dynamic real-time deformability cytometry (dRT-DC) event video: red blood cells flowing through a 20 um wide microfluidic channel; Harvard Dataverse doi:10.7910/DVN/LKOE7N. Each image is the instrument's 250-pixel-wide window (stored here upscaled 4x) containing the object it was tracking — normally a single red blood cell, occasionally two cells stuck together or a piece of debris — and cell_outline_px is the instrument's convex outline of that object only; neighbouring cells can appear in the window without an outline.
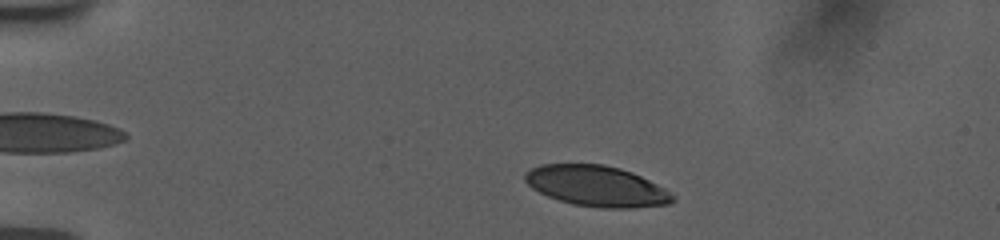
{"species": "human", "species_latin": "Homo sapiens", "temperature_condition": "room temperature", "stored_images_in_passage": 71, "camera_frame_rate_fps": 3000, "um_per_image_px": 0.085, "donor": {"sex": "female"}, "frame": {"image": 1, "passage_image": 5, "time_ms": 1.0, "image_size_px": [1000, 240], "cell_outline_px": [[676, 200], [668, 204], [628, 208], [600, 208], [572, 204], [548, 196], [532, 188], [524, 180], [524, 176], [532, 168], [540, 164], [604, 164], [620, 168], [632, 172], [664, 188], [676, 196]], "centroid_in_image_um": [50.73, 15.82], "position_along_channel_um": 34.3, "area_um2": 34.91}}
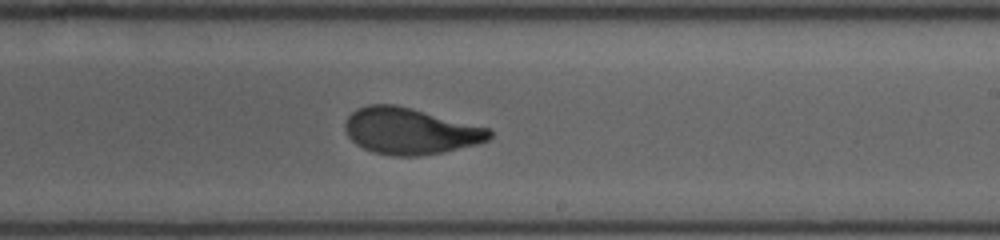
{"frame": {"image": 2, "passage_image": 35, "time_ms": 8.667, "image_size_px": [1000, 240], "cell_outline_px": [[492, 136], [488, 140], [476, 144], [444, 152], [420, 156], [396, 156], [372, 152], [356, 144], [348, 136], [344, 128], [344, 124], [348, 116], [356, 108], [368, 104], [396, 104], [412, 108], [488, 128], [492, 132]], "centroid_in_image_um": [34.83, 11.14], "position_along_channel_um": 254.2, "area_um2": 39.02}}
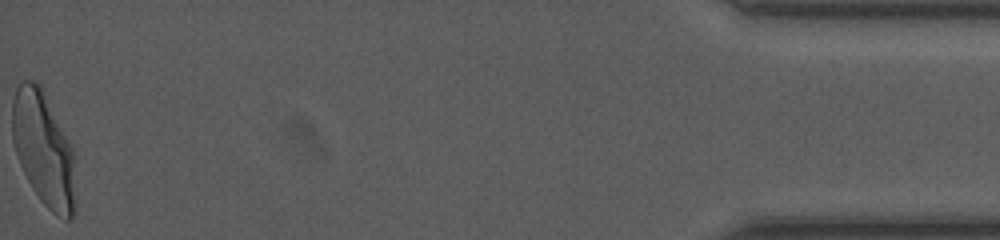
{"frame": {"image": 3, "passage_image": 70, "time_ms": 15.667, "image_size_px": [1000, 240], "cell_outline_px": [[76, 212], [72, 220], [64, 220], [56, 216], [40, 200], [32, 188], [20, 164], [12, 140], [12, 100], [16, 88], [20, 80], [32, 80], [40, 84], [72, 148], [76, 208]], "centroid_in_image_um": [3.69, 12.71], "position_along_channel_um": 431.5, "area_um2": 42.08}, "authors_computed_cell_mechanics": {"area_um2": 39.0728, "velocity_mm_per_s": 3.7546, "shape_relaxation_time_tau1_ms": 4.1225, "shape_relaxation_time_tau2_ms": 0.7967, "deformation_change_tau1": 0.1841, "deformation_change_tau2": 0.0625}}